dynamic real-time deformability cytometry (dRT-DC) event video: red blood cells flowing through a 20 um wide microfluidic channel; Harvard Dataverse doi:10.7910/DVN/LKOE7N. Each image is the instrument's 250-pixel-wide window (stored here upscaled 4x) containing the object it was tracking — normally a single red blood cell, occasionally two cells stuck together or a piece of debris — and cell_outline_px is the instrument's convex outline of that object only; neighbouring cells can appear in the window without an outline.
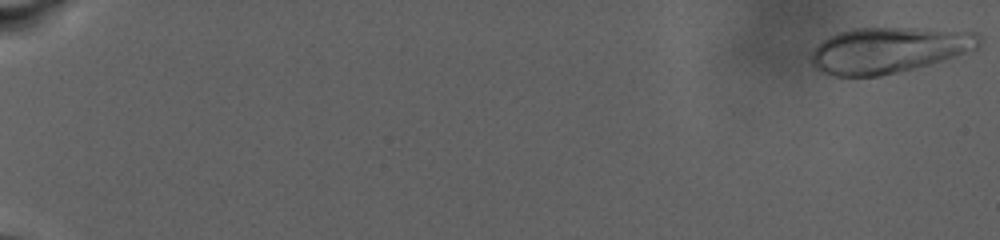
{"species": "human", "species_latin": "Homo sapiens", "temperature_condition": "warm", "stored_images_in_passage": 24, "camera_frame_rate_fps": 3000, "um_per_image_px": 0.085, "donor": {"sex": "male"}, "frame": {"image": 1, "passage_image": 1, "time_ms": 0.0, "image_size_px": [1000, 240], "cell_outline_px": [[984, 40], [976, 48], [956, 56], [944, 60], [880, 76], [832, 76], [820, 72], [808, 60], [816, 44], [828, 36], [852, 28], [916, 28], [980, 32], [984, 36]], "centroid_in_image_um": [75.53, 4.24], "position_along_channel_um": 9.5, "area_um2": 45.2}}